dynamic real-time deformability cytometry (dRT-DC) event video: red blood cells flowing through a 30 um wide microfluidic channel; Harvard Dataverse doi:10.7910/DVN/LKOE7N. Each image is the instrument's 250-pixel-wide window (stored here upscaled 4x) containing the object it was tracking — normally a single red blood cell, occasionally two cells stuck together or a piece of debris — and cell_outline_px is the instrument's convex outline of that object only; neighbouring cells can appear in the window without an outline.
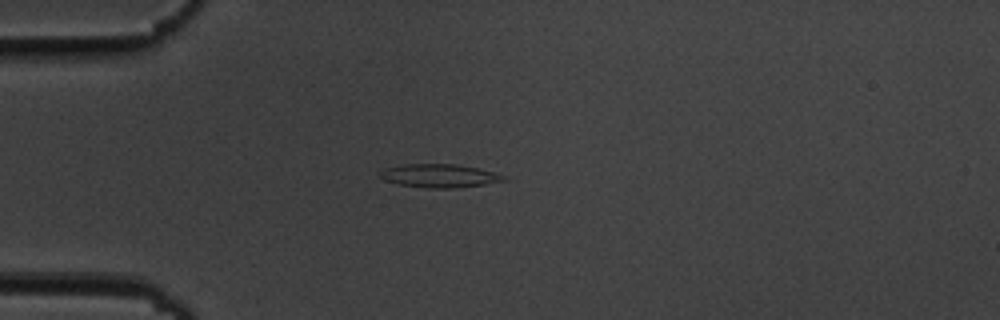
{"species": "common noctule bat (a hibernating species)", "species_latin": "Nyctalus noctula", "temperature_condition": "cold", "stored_images_in_passage": 41, "camera_frame_rate_fps": 3000, "um_per_image_px": 0.085, "animal": {"sex": "male", "body_mass_g": 19.5, "forearm_length_mm": 54.6}, "frame": {"image": 1, "passage_image": 1, "time_ms": 0.0, "image_size_px": [1000, 320], "cell_outline_px": [[508, 180], [484, 184], [456, 188], [428, 188], [400, 184], [384, 180], [380, 176], [380, 172], [384, 168], [404, 164], [456, 164], [476, 168], [508, 176]], "centroid_in_image_um": [37.36, 14.94], "position_along_channel_um": 47.6, "area_um2": 16.76}}
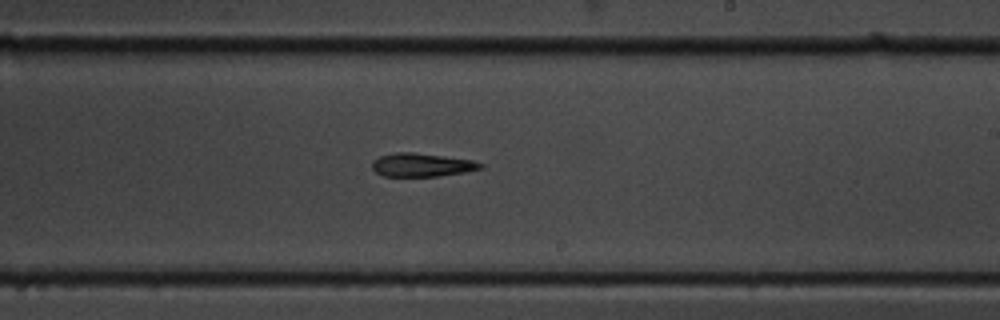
{"frame": {"image": 2, "passage_image": 19, "time_ms": 6.0, "image_size_px": [1000, 320], "cell_outline_px": [[484, 168], [464, 172], [436, 176], [384, 176], [376, 172], [372, 168], [372, 160], [380, 156], [396, 152], [416, 152], [472, 160], [484, 164]], "centroid_in_image_um": [35.84, 14.01], "position_along_channel_um": 253.2, "area_um2": 14.8}}
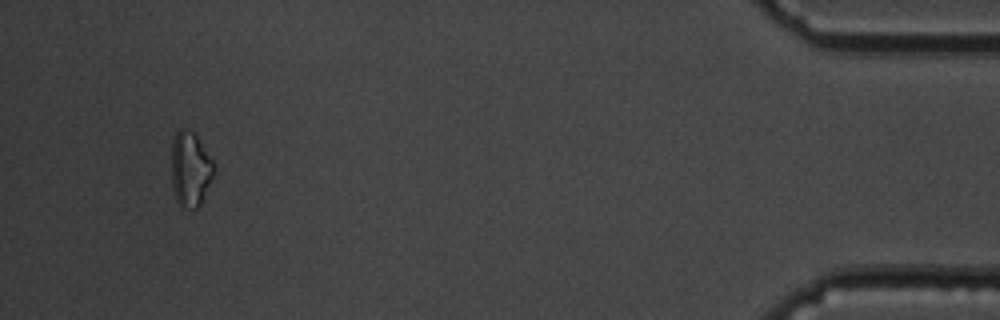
{"frame": {"image": 3, "passage_image": 38, "time_ms": 12.333, "image_size_px": [1000, 320], "cell_outline_px": [[216, 168], [200, 204], [196, 208], [180, 208], [176, 200], [172, 188], [172, 140], [176, 132], [180, 128], [184, 128], [192, 132], [196, 136], [216, 164]], "centroid_in_image_um": [16.17, 14.38], "position_along_channel_um": 419.0, "area_um2": 18.55}, "authors_computed_cell_mechanics": {"area_um2": 15.4904, "velocity_mm_per_s": 3.7023, "shape_relaxation_time_tau1_ms": 6.4196, "shape_relaxation_time_tau2_ms": null, "deformation_change_tau1": 0.1513, "deformation_change_tau2": null}}